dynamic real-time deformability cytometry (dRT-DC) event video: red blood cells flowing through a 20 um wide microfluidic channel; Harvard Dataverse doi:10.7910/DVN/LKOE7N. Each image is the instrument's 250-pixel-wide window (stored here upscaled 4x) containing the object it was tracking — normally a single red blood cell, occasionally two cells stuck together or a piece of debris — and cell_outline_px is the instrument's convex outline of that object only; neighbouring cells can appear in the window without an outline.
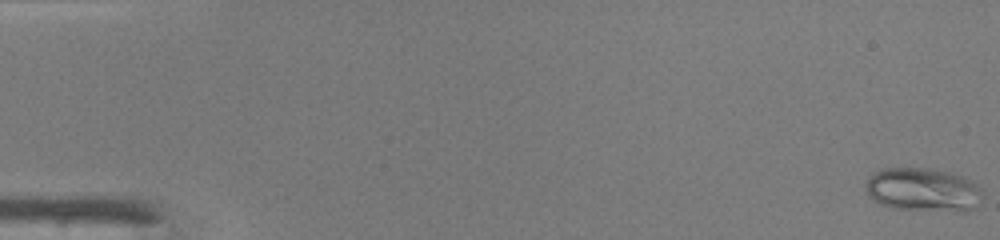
{"species": "common noctule bat (a hibernating species)", "species_latin": "Nyctalus noctula", "temperature_condition": "warm", "stored_images_in_passage": 48, "camera_frame_rate_fps": 3000, "um_per_image_px": 0.085, "animal": {"sex": "male", "body_mass_g": 19.0, "forearm_length_mm": 50.8}, "frame": {"image": 1, "passage_image": 1, "time_ms": 0.0, "image_size_px": [1000, 240], "cell_outline_px": [[984, 196], [972, 208], [896, 208], [880, 204], [872, 200], [868, 196], [868, 180], [872, 172], [884, 168], [932, 168], [948, 172], [960, 176], [976, 184], [980, 188]], "centroid_in_image_um": [78.39, 16.06], "position_along_channel_um": 6.6, "area_um2": 28.38}}
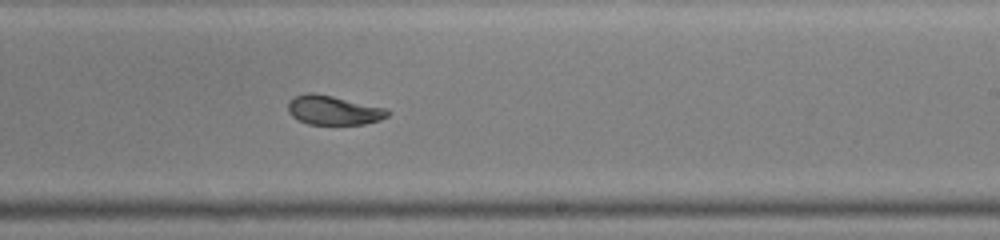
{"frame": {"image": 2, "passage_image": 30, "time_ms": 9.667, "image_size_px": [1000, 240], "cell_outline_px": [[392, 112], [388, 116], [380, 120], [364, 124], [308, 124], [292, 116], [288, 112], [288, 104], [296, 96], [308, 92], [312, 92], [332, 96], [388, 108]], "centroid_in_image_um": [28.4, 9.37], "position_along_channel_um": 260.6, "area_um2": 16.94}}
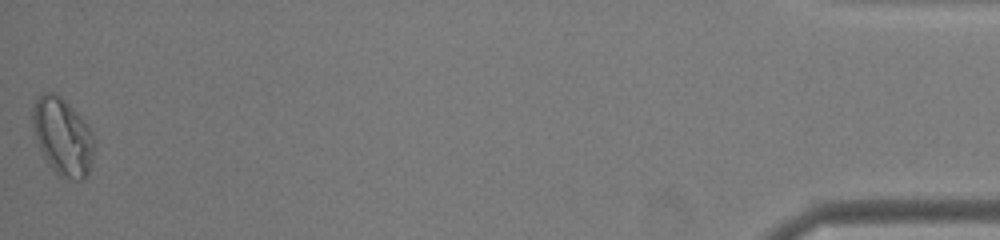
{"frame": {"image": 3, "passage_image": 48, "time_ms": 15.667, "image_size_px": [1000, 240], "cell_outline_px": [[96, 140], [88, 172], [84, 180], [72, 180], [60, 176], [48, 164], [36, 140], [32, 124], [32, 108], [36, 96], [44, 92], [56, 92], [88, 124]], "centroid_in_image_um": [5.32, 11.59], "position_along_channel_um": 429.9, "area_um2": 27.92}, "authors_computed_cell_mechanics": {"area_um2": 19.5364, "velocity_mm_per_s": 4.306, "shape_relaxation_time_tau1_ms": null, "shape_relaxation_time_tau2_ms": 0.9204, "deformation_change_tau1": null, "deformation_change_tau2": 0.0573}}